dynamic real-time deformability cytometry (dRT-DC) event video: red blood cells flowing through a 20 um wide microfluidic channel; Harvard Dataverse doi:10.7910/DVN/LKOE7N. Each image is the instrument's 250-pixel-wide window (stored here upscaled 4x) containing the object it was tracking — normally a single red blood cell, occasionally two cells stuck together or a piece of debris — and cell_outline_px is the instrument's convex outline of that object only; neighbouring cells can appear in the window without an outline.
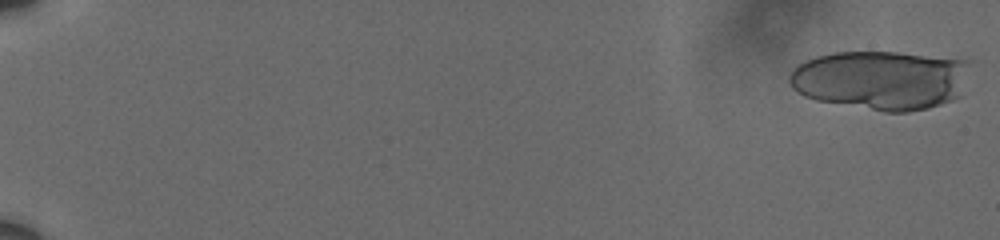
{"species": "human", "species_latin": "Homo sapiens", "temperature_condition": "cold", "stored_images_in_passage": 15, "camera_frame_rate_fps": 3000, "um_per_image_px": 0.085, "donor": {"sex": "male"}, "frame": {"image": 1, "passage_image": 1, "time_ms": 0.0, "image_size_px": [1000, 240], "cell_outline_px": [[976, 60], [960, 96], [952, 100], [928, 108], [908, 112], [884, 112], [816, 100], [804, 96], [792, 88], [788, 80], [788, 76], [792, 68], [816, 56], [836, 52], [896, 52]], "centroid_in_image_um": [74.96, 6.79], "position_along_channel_um": 10.0, "area_um2": 63.46}}